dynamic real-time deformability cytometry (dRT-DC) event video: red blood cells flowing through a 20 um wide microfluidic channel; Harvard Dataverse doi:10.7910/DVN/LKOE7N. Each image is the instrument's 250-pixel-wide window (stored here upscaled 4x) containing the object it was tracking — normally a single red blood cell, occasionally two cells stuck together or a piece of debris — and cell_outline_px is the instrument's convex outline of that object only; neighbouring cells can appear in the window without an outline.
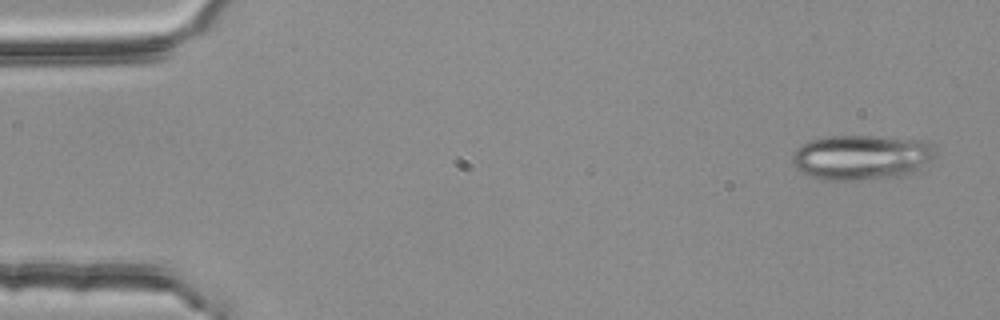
{"species": "common noctule bat (a hibernating species)", "species_latin": "Nyctalus noctula", "temperature_condition": "room temperature", "stored_images_in_passage": 4, "camera_frame_rate_fps": 3000, "um_per_image_px": 0.085, "animal": {"sex": "female", "body_mass_g": 25.1}, "frame": {"image": 1, "passage_image": 1, "time_ms": 0.0, "image_size_px": [1000, 320], "cell_outline_px": [[936, 156], [916, 172], [904, 176], [856, 180], [824, 180], [812, 176], [796, 168], [792, 164], [792, 152], [800, 144], [824, 136], [872, 136], [928, 140], [932, 144], [936, 152]], "centroid_in_image_um": [73.26, 13.36], "position_along_channel_um": 11.7, "area_um2": 38.03}}